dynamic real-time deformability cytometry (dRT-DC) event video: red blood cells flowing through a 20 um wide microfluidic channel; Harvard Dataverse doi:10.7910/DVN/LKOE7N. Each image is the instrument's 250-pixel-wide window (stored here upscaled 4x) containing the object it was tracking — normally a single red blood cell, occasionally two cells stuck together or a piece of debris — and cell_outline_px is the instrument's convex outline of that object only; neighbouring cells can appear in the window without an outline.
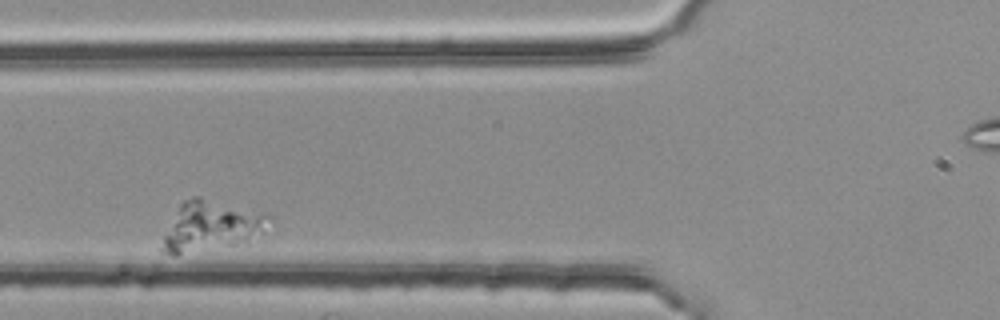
{"species": "common noctule bat (a hibernating species)", "species_latin": "Nyctalus noctula", "temperature_condition": "room temperature", "stored_images_in_passage": 3, "camera_frame_rate_fps": 3000, "um_per_image_px": 0.085, "animal": {"sex": "female", "body_mass_g": 25.1}, "frame": {"image": 1, "passage_image": 2, "time_ms": 0.333, "image_size_px": [1000, 320], "cell_outline_px": [[272, 220], [176, 256], [172, 256], [164, 252], [160, 248], [164, 236], [180, 204], [184, 200], [192, 196], [200, 196], [272, 216]], "centroid_in_image_um": [17.57, 19.05], "position_along_channel_um": 108.2, "area_um2": 26.18}}